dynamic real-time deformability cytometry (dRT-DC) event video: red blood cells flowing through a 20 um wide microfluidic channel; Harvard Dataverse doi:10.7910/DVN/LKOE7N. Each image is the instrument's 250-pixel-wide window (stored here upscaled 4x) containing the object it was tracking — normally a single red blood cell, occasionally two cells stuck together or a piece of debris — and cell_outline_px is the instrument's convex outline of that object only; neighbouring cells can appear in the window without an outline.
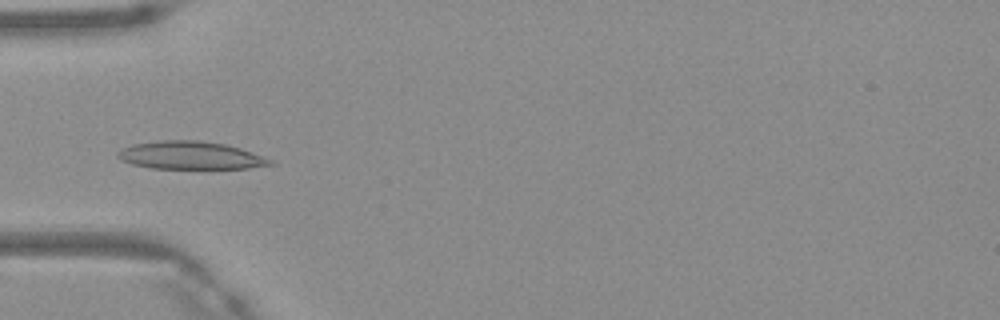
{"species": "Egyptian fruit bat (a non-hibernating species)", "species_latin": "Rousettus aegyptiacus", "temperature_condition": "warm", "stored_images_in_passage": 47, "camera_frame_rate_fps": 3000, "um_per_image_px": 0.085, "frame": {"image": 1, "passage_image": 14, "time_ms": 4.333, "image_size_px": [1000, 320], "cell_outline_px": [[276, 164], [248, 168], [152, 168], [132, 164], [120, 160], [116, 156], [116, 152], [120, 148], [132, 144], [160, 140], [200, 140], [224, 144], [240, 148], [272, 160]], "centroid_in_image_um": [16.13, 13.2], "position_along_channel_um": 68.9, "area_um2": 24.74}}
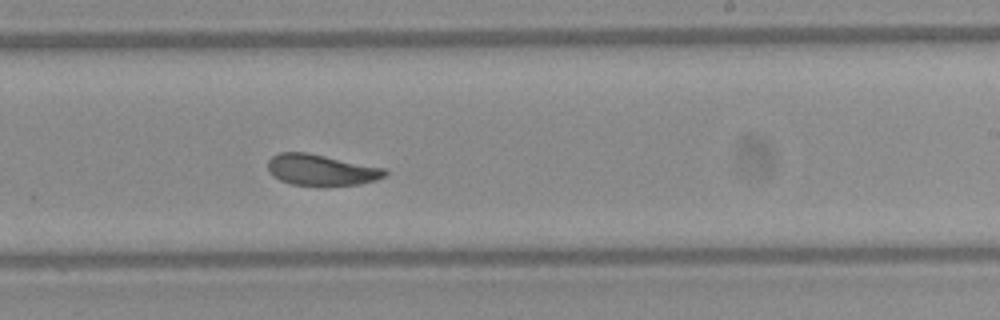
{"frame": {"image": 2, "passage_image": 28, "time_ms": 9.0, "image_size_px": [1000, 320], "cell_outline_px": [[388, 172], [384, 176], [376, 180], [360, 184], [324, 188], [320, 188], [292, 184], [280, 180], [272, 176], [268, 168], [268, 160], [272, 156], [280, 152], [308, 152], [384, 168]], "centroid_in_image_um": [27.29, 14.48], "position_along_channel_um": 261.7, "area_um2": 21.85}}
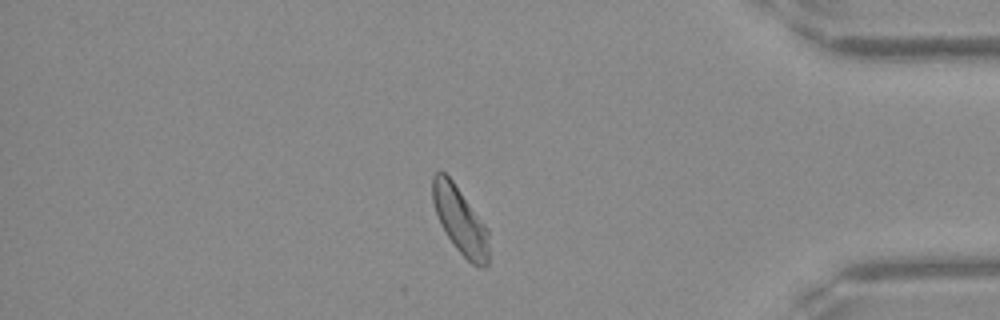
{"frame": {"image": 3, "passage_image": 40, "time_ms": 13.0, "image_size_px": [1000, 320], "cell_outline_px": [[488, 264], [484, 268], [476, 268], [456, 248], [440, 224], [432, 200], [432, 176], [436, 172], [444, 172], [452, 180], [488, 228]], "centroid_in_image_um": [39.12, 18.75], "position_along_channel_um": 396.1, "area_um2": 21.79}, "authors_computed_cell_mechanics": {"area_um2": 22.542, "velocity_mm_per_s": 4.1281, "shape_relaxation_time_tau1_ms": 4.3865, "shape_relaxation_time_tau2_ms": 1.2414, "deformation_change_tau1": 0.1355, "deformation_change_tau2": 0.0642}}